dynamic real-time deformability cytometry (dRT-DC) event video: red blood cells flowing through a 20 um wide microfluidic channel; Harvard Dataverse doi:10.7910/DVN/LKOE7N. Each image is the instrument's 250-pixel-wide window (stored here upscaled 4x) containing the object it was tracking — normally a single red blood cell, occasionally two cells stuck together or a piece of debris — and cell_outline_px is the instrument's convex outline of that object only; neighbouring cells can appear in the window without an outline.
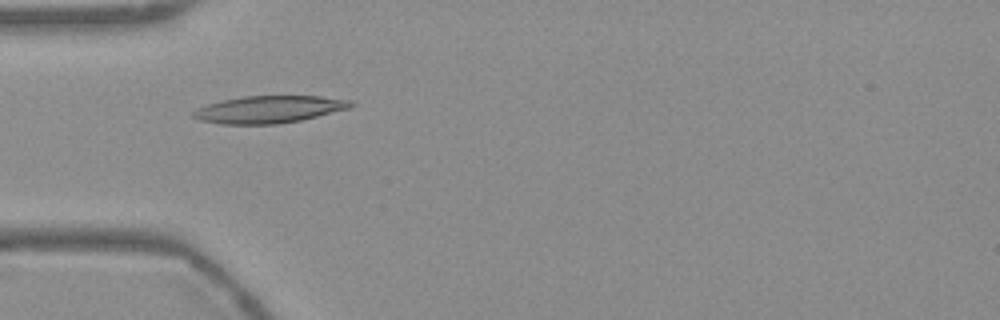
{"species": "Egyptian fruit bat (a non-hibernating species)", "species_latin": "Rousettus aegyptiacus", "temperature_condition": "warm", "stored_images_in_passage": 39, "camera_frame_rate_fps": 3000, "um_per_image_px": 0.085, "frame": {"image": 1, "passage_image": 2, "time_ms": 0.333, "image_size_px": [1000, 320], "cell_outline_px": [[356, 104], [352, 108], [300, 120], [276, 124], [224, 124], [200, 120], [192, 116], [192, 112], [196, 108], [220, 100], [244, 96], [320, 96], [352, 100]], "centroid_in_image_um": [22.9, 9.29], "position_along_channel_um": 62.1, "area_um2": 25.09}}
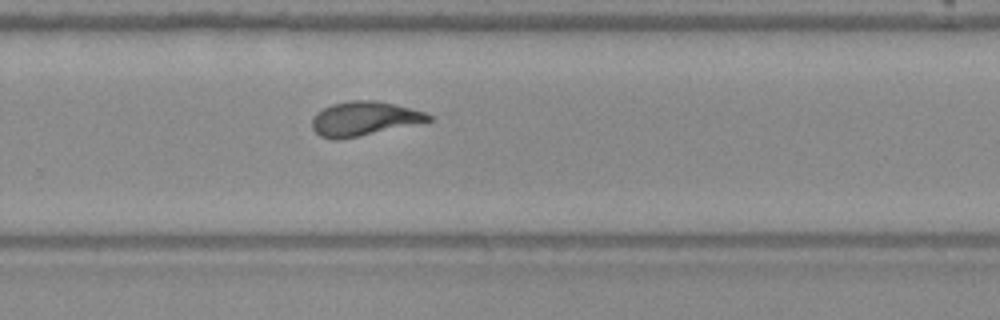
{"frame": {"image": 2, "passage_image": 21, "time_ms": 6.667, "image_size_px": [1000, 320], "cell_outline_px": [[432, 120], [340, 140], [332, 140], [320, 136], [312, 128], [312, 116], [316, 112], [332, 104], [352, 100], [376, 100], [396, 104], [424, 112], [432, 116]], "centroid_in_image_um": [30.89, 10.08], "position_along_channel_um": 298.9, "area_um2": 23.06}}
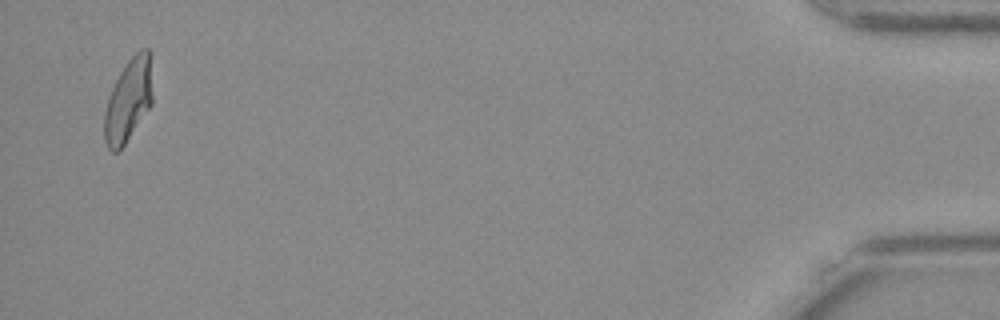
{"frame": {"image": 3, "passage_image": 38, "time_ms": 12.333, "image_size_px": [1000, 320], "cell_outline_px": [[152, 104], [124, 144], [116, 152], [112, 152], [108, 148], [104, 140], [104, 112], [108, 96], [120, 72], [128, 60], [140, 48], [148, 48], [152, 96]], "centroid_in_image_um": [10.88, 8.54], "position_along_channel_um": 424.3, "area_um2": 22.89}, "authors_computed_cell_mechanics": {"area_um2": 23.0622, "velocity_mm_per_s": 3.7518, "shape_relaxation_time_tau1_ms": 6.1747, "shape_relaxation_time_tau2_ms": 1.6733, "deformation_change_tau1": 0.2202, "deformation_change_tau2": 0.1016}}